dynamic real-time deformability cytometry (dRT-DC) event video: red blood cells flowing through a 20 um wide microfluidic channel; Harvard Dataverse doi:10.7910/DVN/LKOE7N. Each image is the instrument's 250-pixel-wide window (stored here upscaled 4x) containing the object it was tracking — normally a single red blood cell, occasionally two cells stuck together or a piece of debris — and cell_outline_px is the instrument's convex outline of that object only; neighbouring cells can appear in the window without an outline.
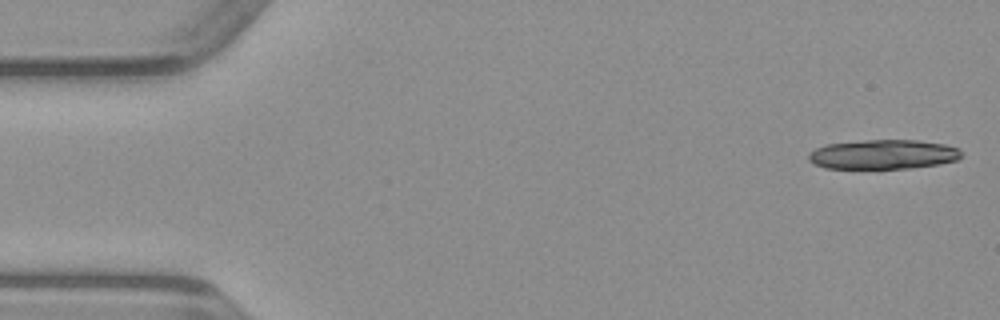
{"species": "common noctule bat (a hibernating species)", "species_latin": "Nyctalus noctula", "temperature_condition": "warm", "stored_images_in_passage": 15, "camera_frame_rate_fps": 3000, "um_per_image_px": 0.085, "animal": {"sex": "male", "body_mass_g": 23.1, "forearm_length_mm": 52.7}, "frame": {"image": 1, "passage_image": 1, "time_ms": 0.0, "image_size_px": [1000, 320], "cell_outline_px": [[964, 156], [956, 160], [940, 164], [912, 168], [824, 168], [808, 160], [808, 152], [824, 144], [864, 140], [916, 140], [944, 144], [960, 148]], "centroid_in_image_um": [75.09, 13.12], "position_along_channel_um": 9.9, "area_um2": 26.47}}